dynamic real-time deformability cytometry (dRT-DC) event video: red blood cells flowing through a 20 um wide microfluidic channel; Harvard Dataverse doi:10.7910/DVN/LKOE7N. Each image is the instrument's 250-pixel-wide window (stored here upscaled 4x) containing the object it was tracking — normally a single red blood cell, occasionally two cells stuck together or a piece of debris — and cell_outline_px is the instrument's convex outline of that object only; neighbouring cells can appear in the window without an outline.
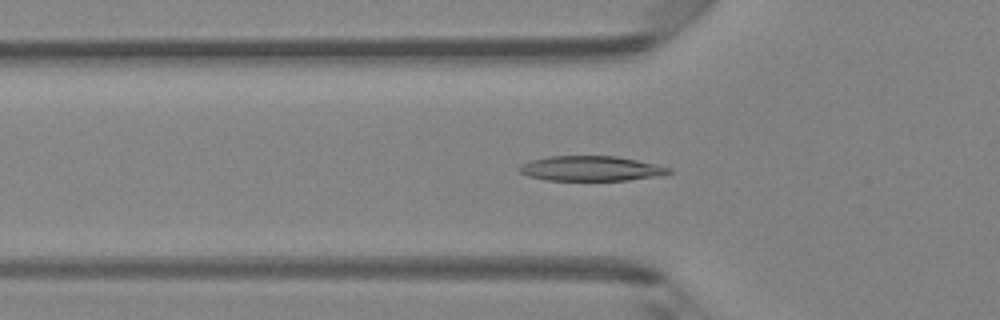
{"species": "Egyptian fruit bat (a non-hibernating species)", "species_latin": "Rousettus aegyptiacus", "temperature_condition": "room temperature", "stored_images_in_passage": 48, "camera_frame_rate_fps": 3000, "um_per_image_px": 0.085, "animal": {"sex": "female"}, "frame": {"image": 1, "passage_image": 16, "time_ms": 5.0, "image_size_px": [1000, 320], "cell_outline_px": [[672, 172], [656, 176], [628, 180], [544, 180], [528, 176], [520, 172], [520, 164], [528, 160], [548, 156], [616, 156], [656, 164], [672, 168]], "centroid_in_image_um": [50.19, 14.31], "position_along_channel_um": 75.6, "area_um2": 21.73}}
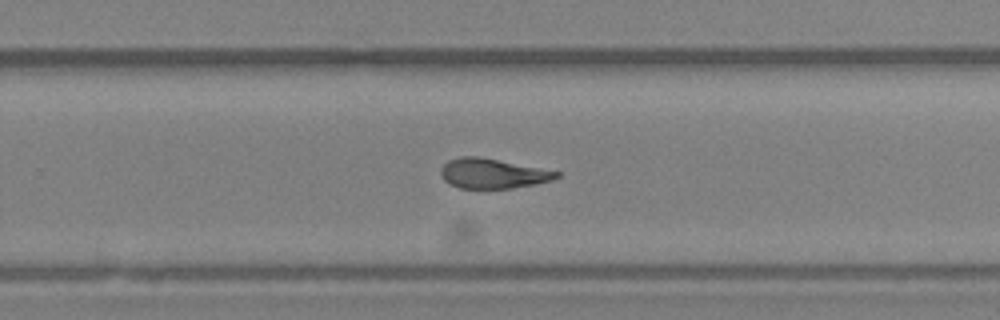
{"frame": {"image": 2, "passage_image": 31, "time_ms": 10.0, "image_size_px": [1000, 320], "cell_outline_px": [[560, 176], [552, 180], [536, 184], [512, 188], [460, 188], [448, 184], [444, 180], [440, 172], [444, 164], [448, 160], [460, 156], [476, 156], [560, 172]], "centroid_in_image_um": [41.85, 14.75], "position_along_channel_um": 288.0, "area_um2": 19.88}}
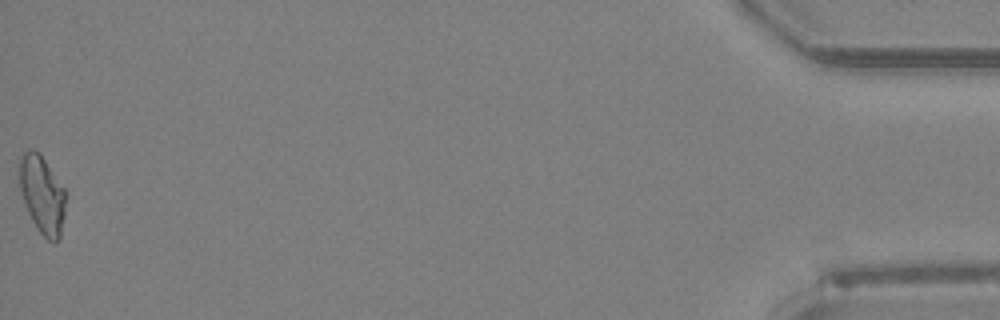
{"frame": {"image": 3, "passage_image": 48, "time_ms": 15.667, "image_size_px": [1000, 320], "cell_outline_px": [[64, 216], [60, 236], [56, 240], [48, 240], [36, 228], [28, 212], [20, 188], [20, 160], [24, 152], [28, 148], [32, 148], [40, 152], [64, 188]], "centroid_in_image_um": [3.58, 16.5], "position_along_channel_um": 431.6, "area_um2": 20.58}, "authors_computed_cell_mechanics": {"area_um2": 21.2126, "velocity_mm_per_s": 4.2507, "shape_relaxation_time_tau1_ms": 3.761, "shape_relaxation_time_tau2_ms": 3.1346, "deformation_change_tau1": 0.1578, "deformation_change_tau2": 0.1103}}